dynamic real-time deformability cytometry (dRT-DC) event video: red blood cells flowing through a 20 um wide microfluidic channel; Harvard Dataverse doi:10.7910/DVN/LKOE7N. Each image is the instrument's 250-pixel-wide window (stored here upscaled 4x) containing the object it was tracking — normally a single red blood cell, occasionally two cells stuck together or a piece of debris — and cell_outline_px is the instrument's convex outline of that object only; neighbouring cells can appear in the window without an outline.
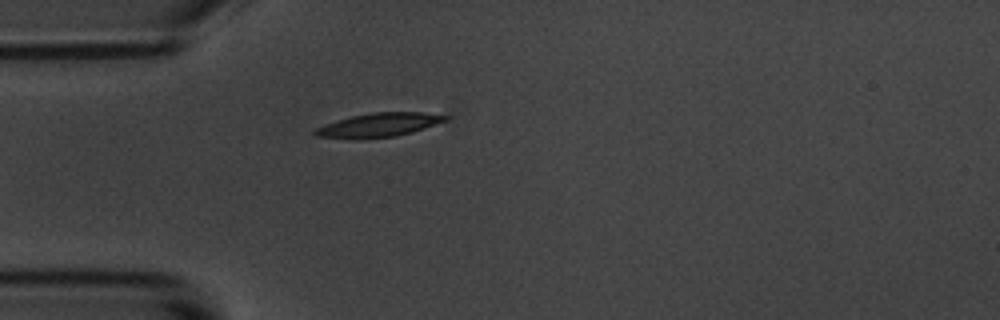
{"species": "common noctule bat (a hibernating species)", "species_latin": "Nyctalus noctula", "temperature_condition": "room temperature", "stored_images_in_passage": 1, "camera_frame_rate_fps": 3000, "um_per_image_px": 0.085, "animal": {"sex": "male", "body_mass_g": 20.1, "forearm_length_mm": 53.5}, "frame": {"image": 1, "passage_image": 1, "time_ms": 0.0, "image_size_px": [1000, 320], "cell_outline_px": [[448, 120], [412, 132], [396, 136], [360, 140], [352, 140], [316, 136], [312, 132], [316, 128], [324, 124], [352, 116], [372, 112], [424, 112], [448, 116]], "centroid_in_image_um": [32.15, 10.64], "position_along_channel_um": 52.8, "area_um2": 18.38}}